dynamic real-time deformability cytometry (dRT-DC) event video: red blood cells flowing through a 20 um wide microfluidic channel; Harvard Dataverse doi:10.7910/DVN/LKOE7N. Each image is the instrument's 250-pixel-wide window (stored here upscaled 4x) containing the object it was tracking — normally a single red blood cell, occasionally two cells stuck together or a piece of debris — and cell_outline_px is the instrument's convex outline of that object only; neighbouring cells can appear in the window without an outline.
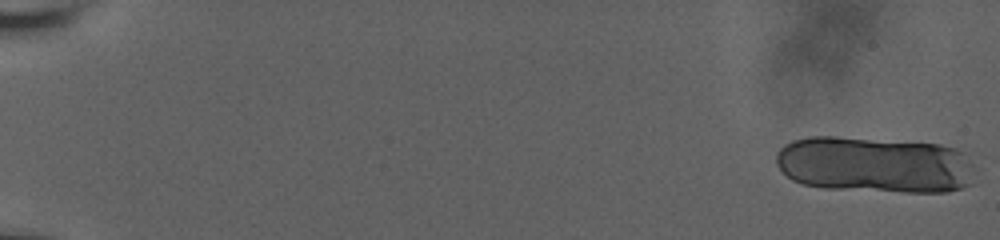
{"species": "human", "species_latin": "Homo sapiens", "temperature_condition": "room temperature", "stored_images_in_passage": 17, "camera_frame_rate_fps": 3000, "um_per_image_px": 0.085, "donor": {"sex": "male"}, "frame": {"image": 1, "passage_image": 1, "time_ms": 0.0, "image_size_px": [1000, 240], "cell_outline_px": [[972, 164], [968, 184], [960, 188], [948, 192], [904, 192], [824, 188], [804, 184], [792, 180], [776, 164], [776, 152], [784, 144], [792, 140], [808, 136], [836, 136], [940, 144], [956, 148], [964, 152]], "centroid_in_image_um": [74.3, 13.99], "position_along_channel_um": 10.7, "area_um2": 65.55}}